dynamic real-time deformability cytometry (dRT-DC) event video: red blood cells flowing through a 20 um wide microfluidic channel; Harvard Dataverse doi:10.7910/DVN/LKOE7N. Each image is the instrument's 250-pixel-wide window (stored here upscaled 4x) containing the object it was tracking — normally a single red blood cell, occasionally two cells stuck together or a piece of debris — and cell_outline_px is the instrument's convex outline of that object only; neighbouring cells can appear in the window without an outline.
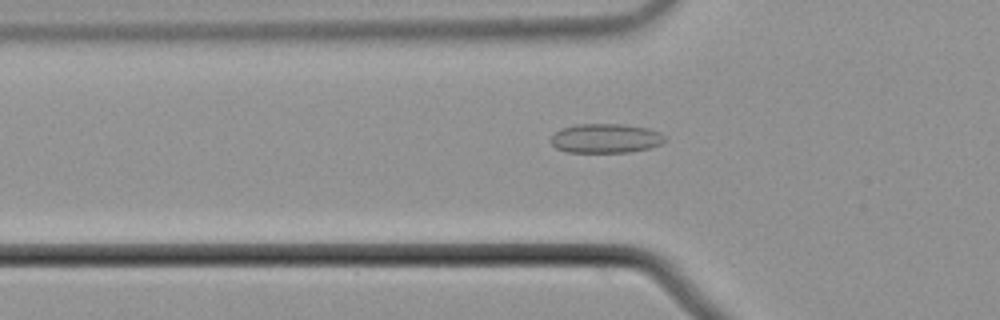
{"species": "common noctule bat (a hibernating species)", "species_latin": "Nyctalus noctula", "temperature_condition": "cold", "stored_images_in_passage": 42, "camera_frame_rate_fps": 3000, "um_per_image_px": 0.085, "animal": {"sex": "male", "body_mass_g": 21.5, "forearm_length_mm": 52.0}, "frame": {"image": 1, "passage_image": 11, "time_ms": 3.333, "image_size_px": [1000, 320], "cell_outline_px": [[664, 140], [660, 144], [648, 148], [628, 152], [564, 152], [556, 148], [552, 144], [552, 136], [560, 128], [576, 124], [624, 124], [648, 128], [660, 132], [664, 136]], "centroid_in_image_um": [51.46, 11.75], "position_along_channel_um": 74.3, "area_um2": 19.42}}
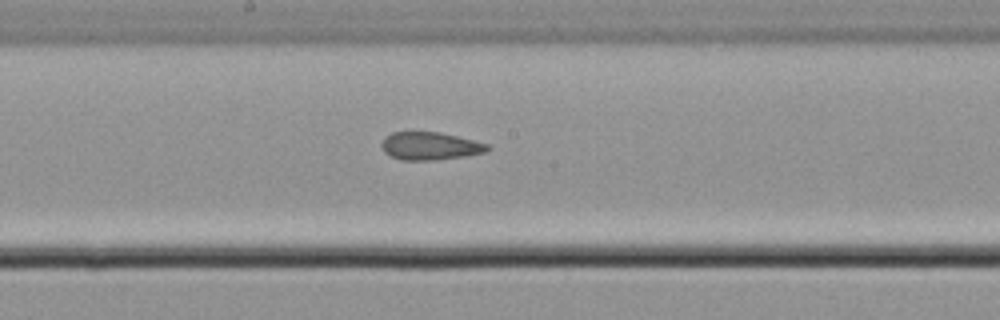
{"frame": {"image": 2, "passage_image": 22, "time_ms": 7.0, "image_size_px": [1000, 320], "cell_outline_px": [[492, 148], [484, 152], [468, 156], [436, 160], [400, 160], [388, 156], [384, 152], [380, 144], [384, 136], [392, 132], [440, 132], [488, 144]], "centroid_in_image_um": [36.51, 12.42], "position_along_channel_um": 211.7, "area_um2": 17.4}}
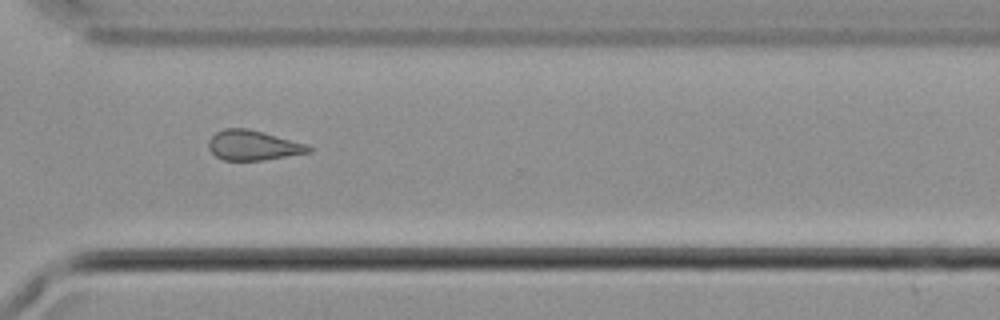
{"frame": {"image": 3, "passage_image": 33, "time_ms": 10.667, "image_size_px": [1000, 320], "cell_outline_px": [[312, 152], [260, 160], [224, 160], [216, 156], [208, 148], [208, 140], [216, 132], [224, 128], [248, 128], [308, 144], [312, 148]], "centroid_in_image_um": [21.51, 12.34], "position_along_channel_um": 349.1, "area_um2": 17.4}}